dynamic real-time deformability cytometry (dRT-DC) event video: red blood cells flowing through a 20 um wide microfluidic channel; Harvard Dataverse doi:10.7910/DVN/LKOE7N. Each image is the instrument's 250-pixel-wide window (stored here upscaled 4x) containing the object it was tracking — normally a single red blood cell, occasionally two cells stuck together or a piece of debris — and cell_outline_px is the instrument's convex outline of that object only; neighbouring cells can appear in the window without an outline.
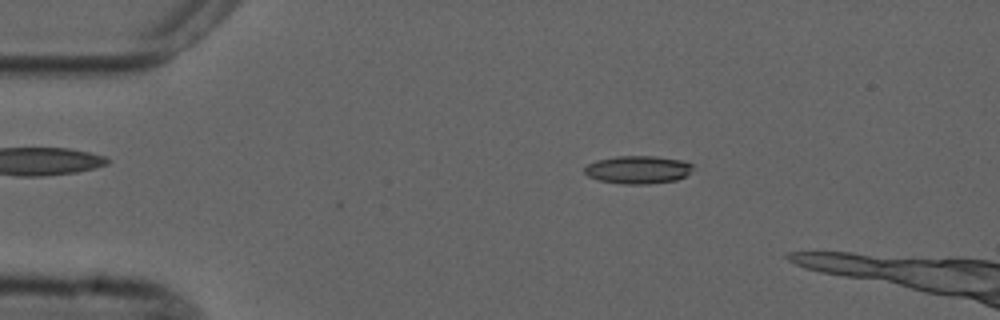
{"species": "common noctule bat (a hibernating species)", "species_latin": "Nyctalus noctula", "temperature_condition": "cold", "stored_images_in_passage": 9, "camera_frame_rate_fps": 3000, "um_per_image_px": 0.085, "animal": {"sex": "male", "forearm_length_mm": 52.5}, "frame": {"image": 1, "passage_image": 2, "time_ms": 1.333, "image_size_px": [1000, 320], "cell_outline_px": [[692, 168], [684, 176], [676, 180], [648, 184], [624, 184], [600, 180], [588, 176], [584, 172], [584, 168], [588, 164], [596, 160], [616, 156], [656, 156], [680, 160], [692, 164]], "centroid_in_image_um": [54.19, 14.42], "position_along_channel_um": 30.8, "area_um2": 17.46}}
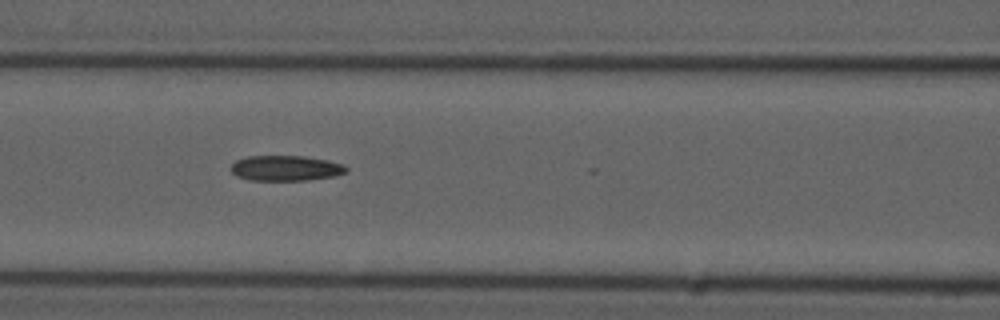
{"frame": {"image": 2, "passage_image": 6, "time_ms": 5.667, "image_size_px": [1000, 320], "cell_outline_px": [[348, 172], [336, 176], [308, 180], [248, 180], [236, 176], [232, 172], [232, 164], [236, 160], [248, 156], [304, 156], [328, 160], [344, 164], [348, 168]], "centroid_in_image_um": [24.33, 14.29], "position_along_channel_um": 142.3, "area_um2": 17.17}}
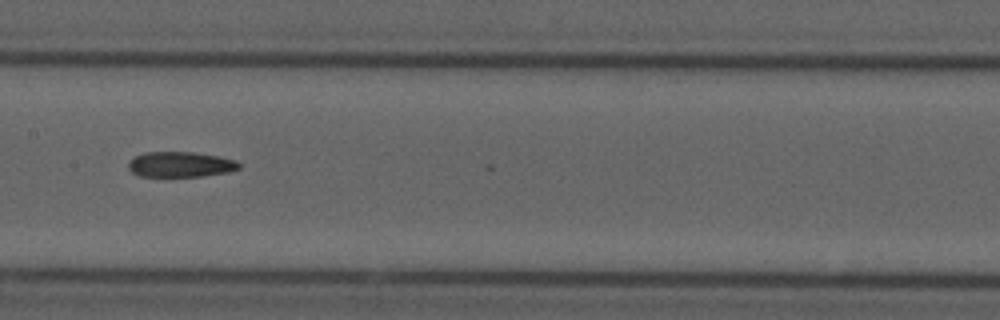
{"frame": {"image": 3, "passage_image": 7, "time_ms": 7.0, "image_size_px": [1000, 320], "cell_outline_px": [[240, 168], [228, 172], [200, 176], [140, 176], [132, 172], [128, 168], [128, 164], [136, 156], [144, 152], [192, 152], [216, 156], [236, 160], [240, 164]], "centroid_in_image_um": [15.34, 13.97], "position_along_channel_um": 192.1, "area_um2": 16.13}}